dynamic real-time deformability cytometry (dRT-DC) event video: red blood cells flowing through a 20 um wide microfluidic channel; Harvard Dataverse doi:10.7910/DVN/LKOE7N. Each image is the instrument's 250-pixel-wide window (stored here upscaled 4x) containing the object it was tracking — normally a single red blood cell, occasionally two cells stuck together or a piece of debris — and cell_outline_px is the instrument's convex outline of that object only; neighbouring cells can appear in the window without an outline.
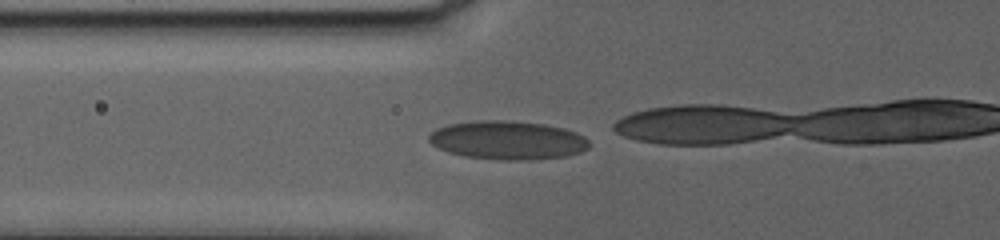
{"species": "human", "species_latin": "Homo sapiens", "temperature_condition": "warm", "stored_images_in_passage": 50, "camera_frame_rate_fps": 3000, "um_per_image_px": 0.085, "donor": {"sex": "female"}, "frame": {"image": 1, "passage_image": 13, "time_ms": 4.0, "image_size_px": [1000, 240], "cell_outline_px": [[588, 148], [580, 152], [564, 156], [528, 160], [500, 160], [464, 156], [448, 152], [432, 144], [428, 140], [428, 136], [436, 128], [448, 124], [476, 120], [512, 120], [544, 124], [564, 128], [576, 132], [584, 136], [588, 140]], "centroid_in_image_um": [43.13, 11.9], "position_along_channel_um": 82.7, "area_um2": 36.18}}
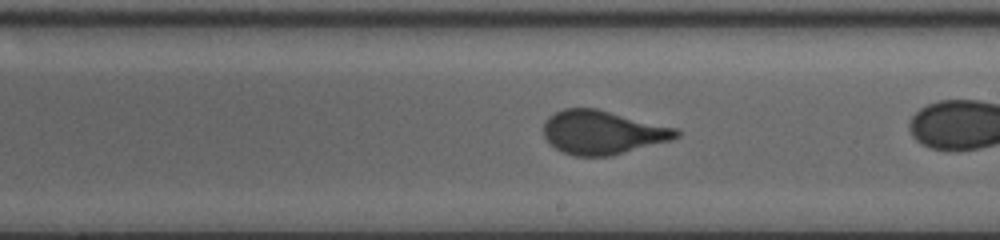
{"frame": {"image": 2, "passage_image": 32, "time_ms": 10.333, "image_size_px": [1000, 240], "cell_outline_px": [[680, 136], [672, 140], [612, 156], [572, 156], [548, 144], [544, 136], [544, 120], [548, 116], [564, 108], [596, 108], [676, 128], [680, 132]], "centroid_in_image_um": [51.2, 11.26], "position_along_channel_um": 237.8, "area_um2": 33.99}}
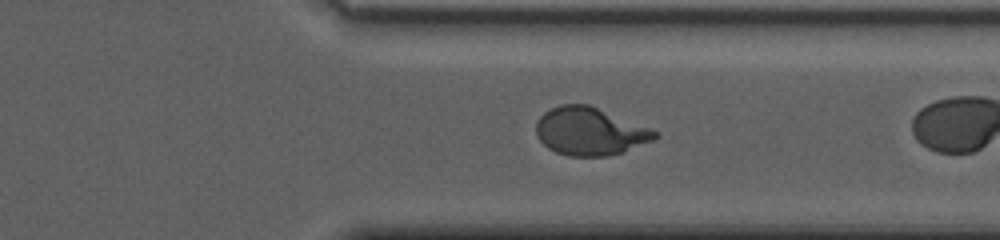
{"frame": {"image": 3, "passage_image": 47, "time_ms": 15.333, "image_size_px": [1000, 240], "cell_outline_px": [[660, 136], [652, 140], [620, 152], [608, 156], [568, 156], [556, 152], [548, 148], [536, 136], [536, 120], [544, 112], [560, 104], [588, 104], [660, 132]], "centroid_in_image_um": [50.1, 11.16], "position_along_channel_um": 361.3, "area_um2": 32.89}}